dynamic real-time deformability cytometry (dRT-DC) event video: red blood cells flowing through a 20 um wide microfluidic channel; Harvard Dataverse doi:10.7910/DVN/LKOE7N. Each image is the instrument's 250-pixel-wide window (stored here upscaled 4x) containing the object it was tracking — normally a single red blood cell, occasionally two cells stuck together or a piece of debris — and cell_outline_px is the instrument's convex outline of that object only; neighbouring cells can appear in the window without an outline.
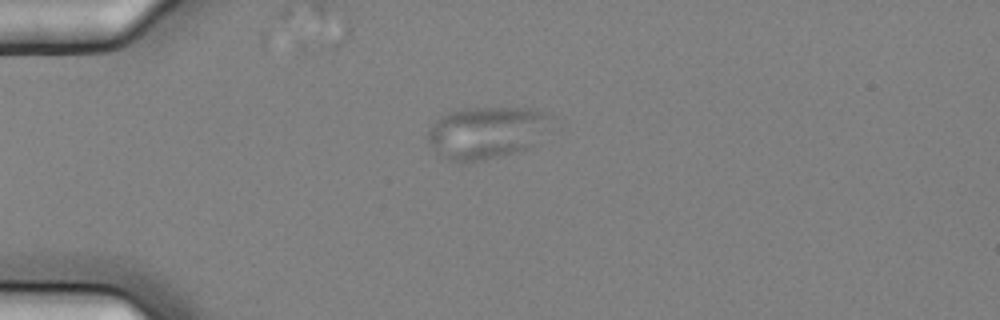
{"species": "common noctule bat (a hibernating species)", "species_latin": "Nyctalus noctula", "temperature_condition": "cold", "stored_images_in_passage": 3, "camera_frame_rate_fps": 3000, "um_per_image_px": 0.085, "animal": {"sex": "female", "body_mass_g": 25.1}, "frame": {"image": 1, "passage_image": 1, "time_ms": 0.0, "image_size_px": [1000, 320], "cell_outline_px": [[556, 128], [532, 148], [516, 152], [464, 164], [448, 160], [436, 152], [428, 140], [428, 132], [432, 120], [444, 112], [464, 108], [532, 108], [552, 112], [556, 116]], "centroid_in_image_um": [41.51, 11.24], "position_along_channel_um": 43.5, "area_um2": 39.48}}
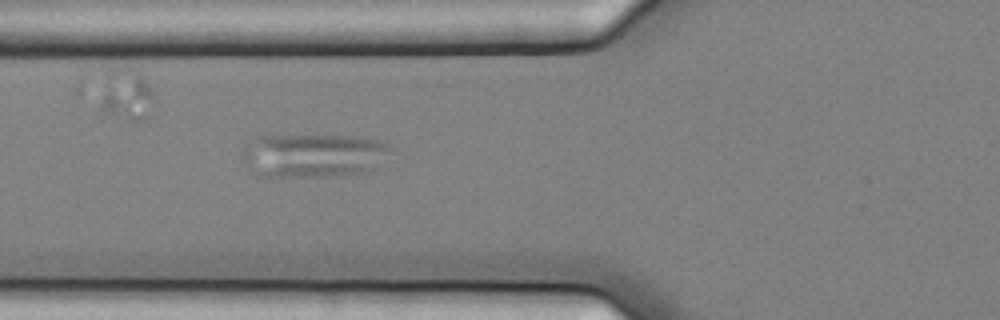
{"frame": {"image": 2, "passage_image": 3, "time_ms": 0.667, "image_size_px": [1000, 320], "cell_outline_px": [[388, 148], [380, 168], [368, 172], [340, 176], [256, 176], [240, 160], [244, 144], [256, 136], [268, 132], [356, 136], [384, 140], [388, 144]], "centroid_in_image_um": [26.54, 13.15], "position_along_channel_um": 99.3, "area_um2": 39.94}}